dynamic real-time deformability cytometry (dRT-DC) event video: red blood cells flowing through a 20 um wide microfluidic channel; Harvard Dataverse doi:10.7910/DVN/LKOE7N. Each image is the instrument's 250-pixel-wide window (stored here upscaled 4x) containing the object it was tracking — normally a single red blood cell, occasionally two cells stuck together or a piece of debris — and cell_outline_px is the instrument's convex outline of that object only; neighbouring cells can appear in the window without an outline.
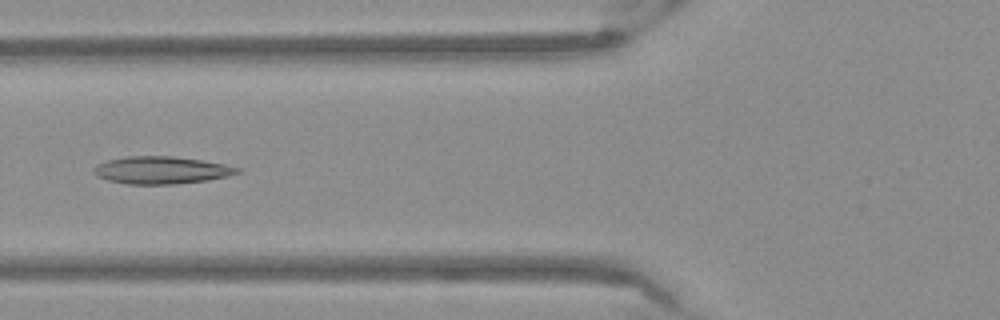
{"species": "Egyptian fruit bat (a non-hibernating species)", "species_latin": "Rousettus aegyptiacus", "temperature_condition": "warm", "stored_images_in_passage": 53, "segment_of_instrument_passage": [1, 2], "camera_frame_rate_fps": 3000, "um_per_image_px": 0.085, "frame": {"image": 1, "passage_image": 20, "time_ms": 6.333, "image_size_px": [1000, 320], "cell_outline_px": [[244, 172], [228, 176], [208, 180], [176, 184], [128, 184], [108, 180], [96, 176], [92, 172], [96, 164], [108, 160], [124, 156], [172, 156], [200, 160], [224, 164], [240, 168]], "centroid_in_image_um": [13.71, 14.46], "position_along_channel_um": 112.1, "area_um2": 23.06}}
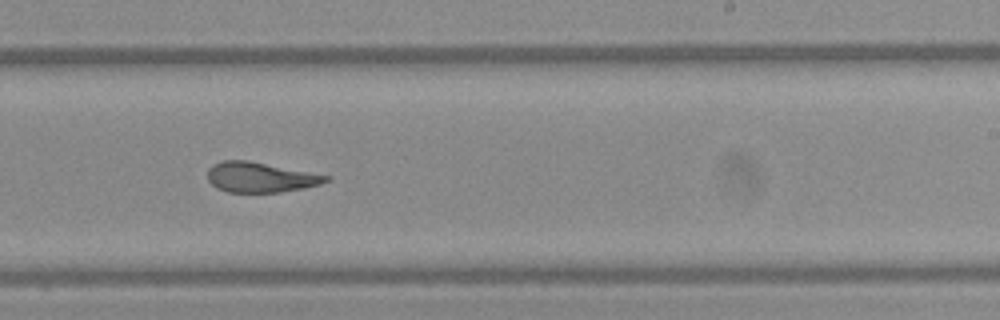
{"frame": {"image": 2, "passage_image": 32, "time_ms": 10.333, "image_size_px": [1000, 320], "cell_outline_px": [[332, 180], [320, 184], [304, 188], [280, 192], [228, 192], [216, 188], [208, 180], [208, 168], [212, 164], [220, 160], [248, 160], [332, 176]], "centroid_in_image_um": [22.14, 15.06], "position_along_channel_um": 266.9, "area_um2": 20.98}}
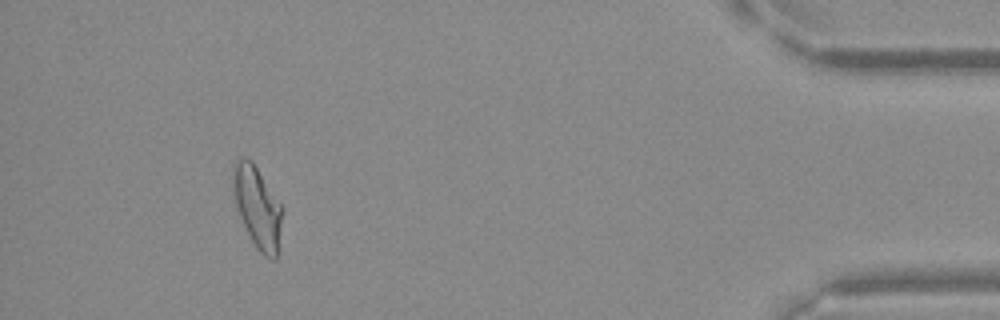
{"frame": {"image": 3, "passage_image": 48, "time_ms": 15.667, "image_size_px": [1000, 320], "cell_outline_px": [[284, 208], [276, 260], [272, 260], [264, 256], [256, 248], [240, 216], [236, 204], [232, 184], [232, 168], [236, 160], [244, 156], [252, 160]], "centroid_in_image_um": [21.89, 17.59], "position_along_channel_um": 413.3, "area_um2": 23.47}}